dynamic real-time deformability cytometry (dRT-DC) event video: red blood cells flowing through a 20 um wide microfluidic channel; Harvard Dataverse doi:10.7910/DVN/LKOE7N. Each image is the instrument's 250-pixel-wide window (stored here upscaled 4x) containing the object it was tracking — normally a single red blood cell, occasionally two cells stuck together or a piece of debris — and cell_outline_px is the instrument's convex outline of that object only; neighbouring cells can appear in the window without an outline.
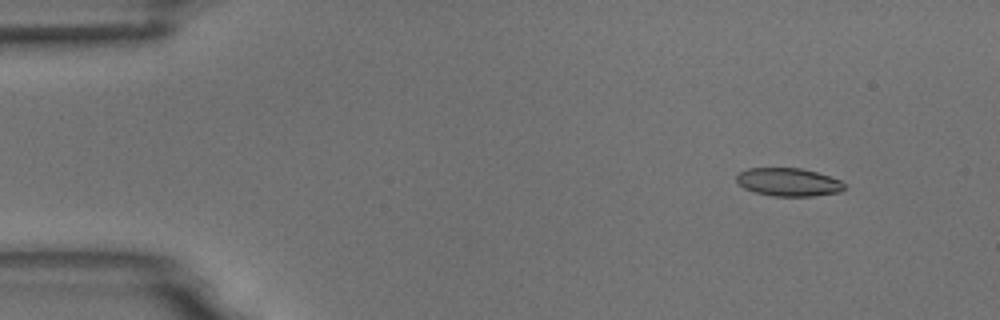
{"species": "common noctule bat (a hibernating species)", "species_latin": "Nyctalus noctula", "temperature_condition": "room temperature", "stored_images_in_passage": 6, "camera_frame_rate_fps": 3000, "um_per_image_px": 0.085, "animal": {"sex": "male", "body_mass_g": 18.8}, "frame": {"image": 1, "passage_image": 2, "time_ms": 1.0, "image_size_px": [1000, 320], "cell_outline_px": [[844, 188], [840, 192], [812, 196], [772, 196], [756, 192], [744, 188], [736, 180], [736, 176], [740, 172], [748, 168], [800, 168], [816, 172], [840, 180], [844, 184]], "centroid_in_image_um": [67.01, 15.48], "position_along_channel_um": 18.0, "area_um2": 17.51}}
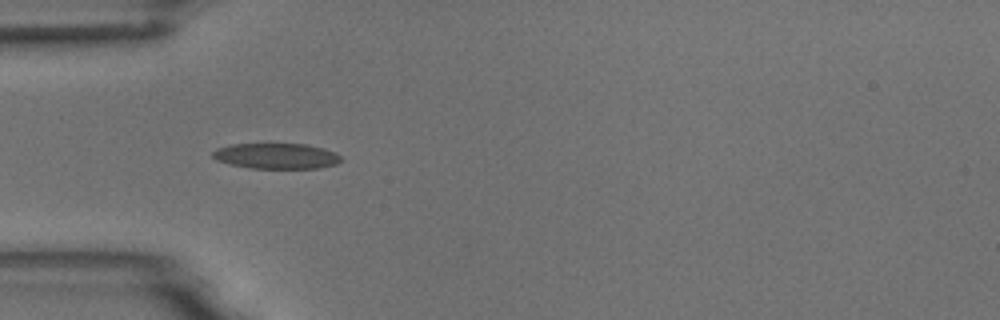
{"frame": {"image": 2, "passage_image": 5, "time_ms": 4.667, "image_size_px": [1000, 320], "cell_outline_px": [[340, 160], [336, 164], [320, 168], [248, 168], [216, 160], [212, 156], [212, 152], [216, 148], [232, 144], [308, 144], [324, 148], [336, 152], [340, 156]], "centroid_in_image_um": [23.49, 13.25], "position_along_channel_um": 61.5, "area_um2": 19.13}}